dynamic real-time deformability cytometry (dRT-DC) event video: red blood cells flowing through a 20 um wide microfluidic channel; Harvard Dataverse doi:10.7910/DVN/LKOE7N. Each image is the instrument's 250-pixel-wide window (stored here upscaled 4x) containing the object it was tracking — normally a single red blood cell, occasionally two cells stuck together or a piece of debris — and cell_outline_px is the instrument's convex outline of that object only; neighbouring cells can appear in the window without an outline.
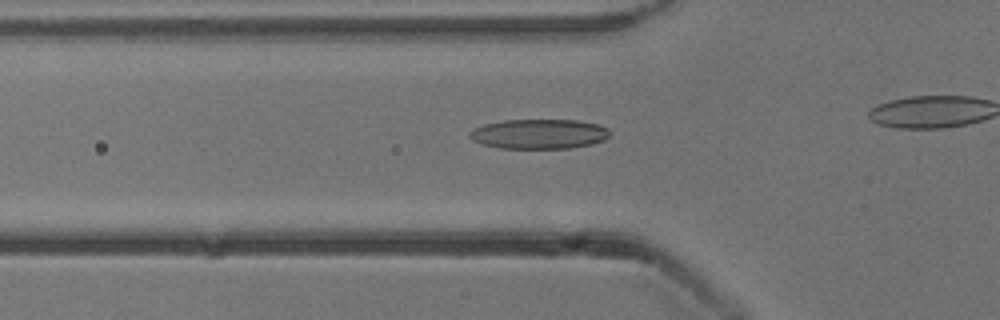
{"species": "common noctule bat (a hibernating species)", "species_latin": "Nyctalus noctula", "temperature_condition": "cold", "stored_images_in_passage": 30, "camera_frame_rate_fps": 3000, "um_per_image_px": 0.085, "animal": {"sex": "male", "body_mass_g": 13.3}, "frame": {"image": 1, "passage_image": 3, "time_ms": 0.667, "image_size_px": [1000, 320], "cell_outline_px": [[612, 132], [604, 140], [592, 144], [572, 148], [500, 148], [484, 144], [472, 140], [468, 136], [468, 132], [472, 128], [484, 124], [504, 120], [576, 120], [600, 124], [608, 128]], "centroid_in_image_um": [45.83, 11.38], "position_along_channel_um": 80.0, "area_um2": 24.51}}
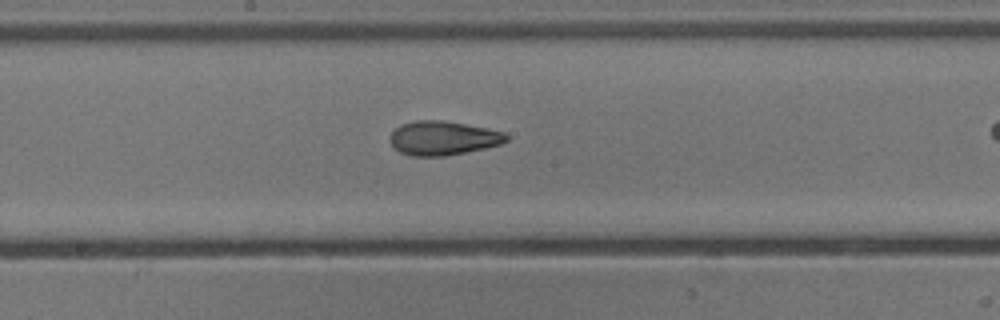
{"frame": {"image": 2, "passage_image": 13, "time_ms": 4.0, "image_size_px": [1000, 320], "cell_outline_px": [[508, 140], [500, 144], [484, 148], [444, 156], [412, 156], [400, 152], [392, 144], [392, 132], [400, 124], [416, 120], [444, 120], [488, 128], [504, 132], [508, 136]], "centroid_in_image_um": [37.68, 11.72], "position_along_channel_um": 210.5, "area_um2": 22.89}}
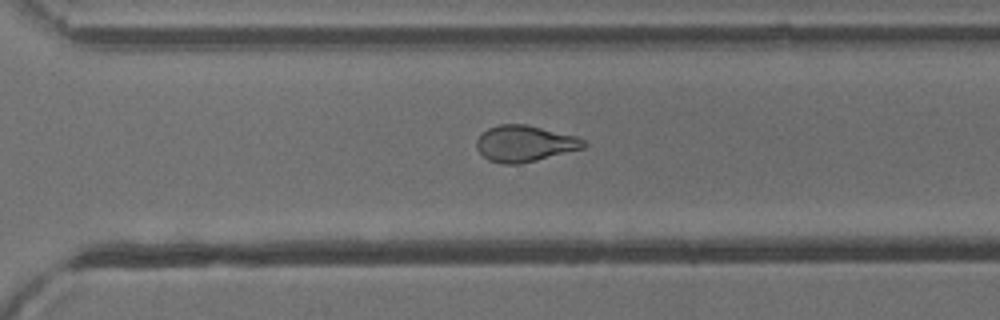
{"frame": {"image": 3, "passage_image": 22, "time_ms": 7.0, "image_size_px": [1000, 320], "cell_outline_px": [[588, 144], [584, 148], [520, 164], [504, 164], [488, 160], [476, 148], [476, 140], [488, 128], [500, 124], [524, 124], [580, 136]], "centroid_in_image_um": [44.63, 12.2], "position_along_channel_um": 326.0, "area_um2": 22.66}, "authors_computed_cell_mechanics": {"area_um2": 22.8021, "velocity_mm_per_s": 3.8686, "shape_relaxation_time_tau1_ms": 3.9866, "shape_relaxation_time_tau2_ms": 2.0454, "deformation_change_tau1": 0.1511, "deformation_change_tau2": 0.0977}}